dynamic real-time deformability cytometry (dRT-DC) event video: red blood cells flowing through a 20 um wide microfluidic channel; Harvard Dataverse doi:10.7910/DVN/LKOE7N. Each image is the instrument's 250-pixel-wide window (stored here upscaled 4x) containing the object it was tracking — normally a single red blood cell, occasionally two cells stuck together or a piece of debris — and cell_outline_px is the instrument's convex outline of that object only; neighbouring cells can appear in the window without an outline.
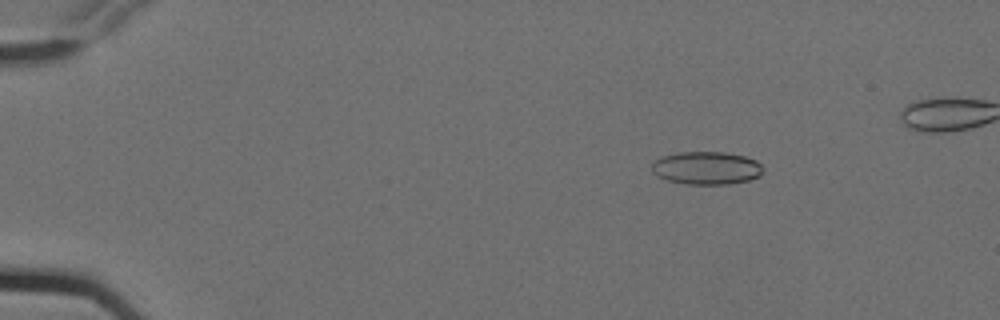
{"species": "Egyptian fruit bat (a non-hibernating species)", "species_latin": "Rousettus aegyptiacus", "temperature_condition": "cold", "stored_images_in_passage": 6, "camera_frame_rate_fps": 3000, "um_per_image_px": 0.085, "animal": {"sex": "female"}, "frame": {"image": 1, "passage_image": 3, "time_ms": 0.667, "image_size_px": [1000, 320], "cell_outline_px": [[764, 168], [760, 176], [748, 180], [728, 184], [684, 184], [668, 180], [656, 176], [652, 172], [652, 164], [656, 160], [664, 156], [676, 152], [724, 152], [744, 156], [756, 160]], "centroid_in_image_um": [60.05, 14.28], "position_along_channel_um": 24.9, "area_um2": 21.39}}